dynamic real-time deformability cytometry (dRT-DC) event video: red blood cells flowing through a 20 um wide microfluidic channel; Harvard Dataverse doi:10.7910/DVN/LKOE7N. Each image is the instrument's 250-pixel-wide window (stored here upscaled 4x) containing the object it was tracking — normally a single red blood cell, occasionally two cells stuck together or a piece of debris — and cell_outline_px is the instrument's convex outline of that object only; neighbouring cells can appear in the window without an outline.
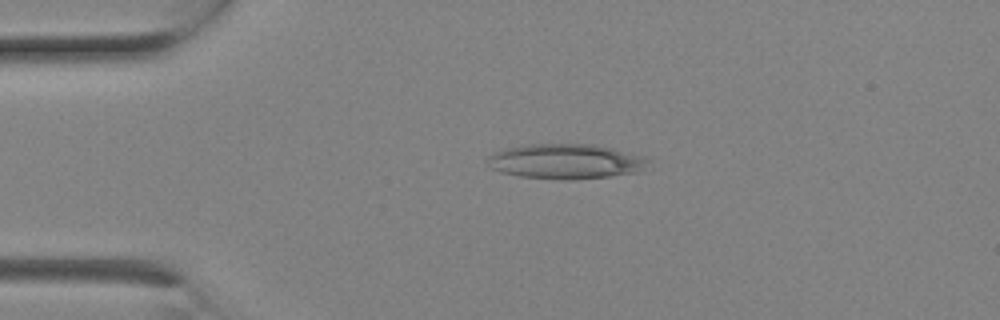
{"species": "Egyptian fruit bat (a non-hibernating species)", "species_latin": "Rousettus aegyptiacus", "temperature_condition": "room temperature", "stored_images_in_passage": 8, "camera_frame_rate_fps": 3000, "um_per_image_px": 0.085, "animal": {"sex": "female"}, "frame": {"image": 1, "passage_image": 5, "time_ms": 1.333, "image_size_px": [1000, 320], "cell_outline_px": [[648, 160], [640, 172], [608, 176], [572, 180], [564, 180], [520, 176], [500, 172], [492, 168], [488, 160], [488, 156], [504, 148], [528, 144], [592, 144], [612, 148], [640, 156]], "centroid_in_image_um": [48.05, 13.72], "position_along_channel_um": 37.0, "area_um2": 32.37}}
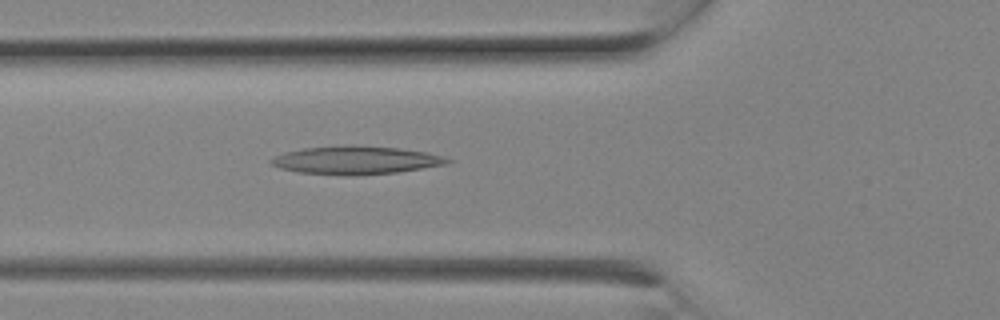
{"frame": {"image": 2, "passage_image": 8, "time_ms": 2.333, "image_size_px": [1000, 320], "cell_outline_px": [[452, 160], [448, 164], [396, 172], [352, 176], [348, 176], [300, 172], [280, 168], [272, 164], [268, 160], [284, 152], [304, 148], [348, 144], [400, 148], [428, 152], [444, 156]], "centroid_in_image_um": [30.27, 13.6], "position_along_channel_um": 95.5, "area_um2": 29.13}}